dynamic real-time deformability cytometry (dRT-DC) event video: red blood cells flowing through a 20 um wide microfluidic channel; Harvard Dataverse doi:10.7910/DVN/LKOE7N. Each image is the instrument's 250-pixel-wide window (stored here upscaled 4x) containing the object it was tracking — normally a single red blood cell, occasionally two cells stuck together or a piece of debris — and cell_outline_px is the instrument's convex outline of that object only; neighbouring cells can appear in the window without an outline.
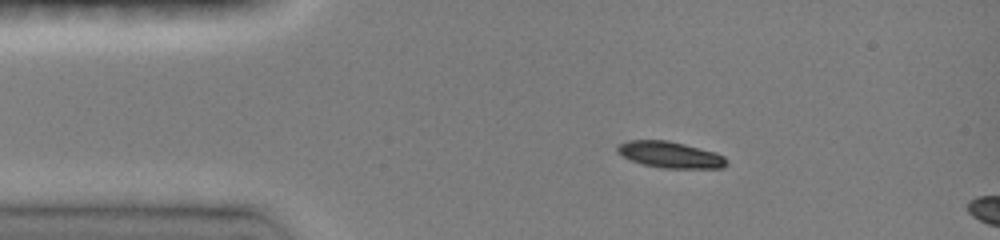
{"species": "common noctule bat (a hibernating species)", "species_latin": "Nyctalus noctula", "temperature_condition": "room temperature", "stored_images_in_passage": 3, "camera_frame_rate_fps": 3000, "um_per_image_px": 0.085, "animal": {"sex": "female", "body_mass_g": 19.0, "forearm_length_mm": 51.5}, "frame": {"image": 1, "passage_image": 1, "time_ms": 0.0, "image_size_px": [1000, 240], "cell_outline_px": [[728, 164], [724, 168], [660, 168], [644, 164], [632, 160], [616, 152], [616, 148], [620, 144], [628, 140], [668, 140], [716, 152], [724, 156], [728, 160]], "centroid_in_image_um": [57.01, 13.15], "position_along_channel_um": 28.0, "area_um2": 16.76}}